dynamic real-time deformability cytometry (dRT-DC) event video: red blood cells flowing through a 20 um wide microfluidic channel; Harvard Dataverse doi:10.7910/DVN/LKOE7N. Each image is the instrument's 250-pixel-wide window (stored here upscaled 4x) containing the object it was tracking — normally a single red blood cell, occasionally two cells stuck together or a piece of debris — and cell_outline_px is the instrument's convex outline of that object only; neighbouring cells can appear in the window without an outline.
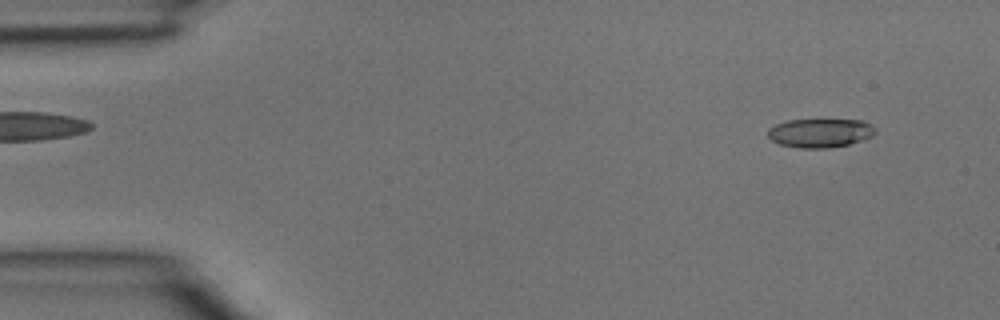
{"species": "common noctule bat (a hibernating species)", "species_latin": "Nyctalus noctula", "temperature_condition": "room temperature", "stored_images_in_passage": 2, "segment_of_instrument_passage": [2, 2], "camera_frame_rate_fps": 3000, "um_per_image_px": 0.085, "animal": {"sex": "male", "body_mass_g": 15.6}, "frame": {"image": 1, "passage_image": 2, "time_ms": 0.333, "image_size_px": [1000, 320], "cell_outline_px": [[876, 132], [872, 136], [848, 144], [828, 148], [800, 148], [780, 144], [772, 140], [768, 136], [768, 128], [776, 124], [788, 120], [864, 120], [872, 124], [876, 128]], "centroid_in_image_um": [69.73, 11.29], "position_along_channel_um": 15.3, "area_um2": 18.03}}